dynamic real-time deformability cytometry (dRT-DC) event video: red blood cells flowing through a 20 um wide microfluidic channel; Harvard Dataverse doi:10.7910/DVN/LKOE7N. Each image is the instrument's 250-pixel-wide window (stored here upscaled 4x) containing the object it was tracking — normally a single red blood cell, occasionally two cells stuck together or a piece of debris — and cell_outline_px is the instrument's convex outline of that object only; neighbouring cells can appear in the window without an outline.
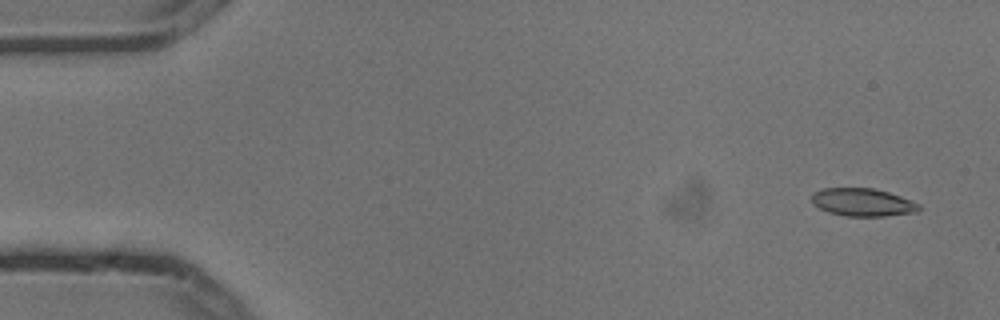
{"species": "common noctule bat (a hibernating species)", "species_latin": "Nyctalus noctula", "temperature_condition": "cold", "stored_images_in_passage": 5, "segment_of_instrument_passage": [2, 2], "camera_frame_rate_fps": 3000, "um_per_image_px": 0.085, "animal": {"sex": "male", "body_mass_g": 13.3}, "frame": {"image": 1, "passage_image": 5, "time_ms": 1.333, "image_size_px": [1000, 320], "cell_outline_px": [[920, 208], [916, 212], [884, 216], [844, 216], [828, 212], [812, 204], [812, 192], [824, 188], [872, 188], [888, 192], [900, 196], [920, 204]], "centroid_in_image_um": [73.3, 17.19], "position_along_channel_um": 11.7, "area_um2": 17.4}}